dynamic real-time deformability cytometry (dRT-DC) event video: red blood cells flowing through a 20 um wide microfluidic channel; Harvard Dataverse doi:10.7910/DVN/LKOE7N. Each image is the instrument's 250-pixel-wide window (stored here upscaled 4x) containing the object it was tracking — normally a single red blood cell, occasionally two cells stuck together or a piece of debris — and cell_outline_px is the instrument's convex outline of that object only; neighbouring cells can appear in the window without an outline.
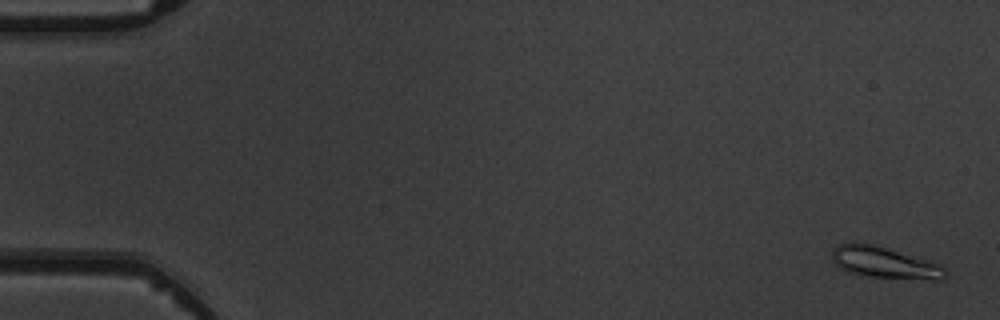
{"species": "common noctule bat (a hibernating species)", "species_latin": "Nyctalus noctula", "temperature_condition": "warm", "stored_images_in_passage": 6, "camera_frame_rate_fps": 3000, "um_per_image_px": 0.085, "animal": {"sex": "male", "body_mass_g": 19.5, "forearm_length_mm": 54.6}, "frame": {"image": 1, "passage_image": 1, "time_ms": 0.0, "image_size_px": [1000, 320], "cell_outline_px": [[948, 276], [944, 280], [936, 280], [864, 276], [848, 272], [840, 268], [832, 260], [832, 252], [840, 244], [872, 244], [940, 264], [948, 272]], "centroid_in_image_um": [75.25, 22.36], "position_along_channel_um": 9.8, "area_um2": 20.35}}